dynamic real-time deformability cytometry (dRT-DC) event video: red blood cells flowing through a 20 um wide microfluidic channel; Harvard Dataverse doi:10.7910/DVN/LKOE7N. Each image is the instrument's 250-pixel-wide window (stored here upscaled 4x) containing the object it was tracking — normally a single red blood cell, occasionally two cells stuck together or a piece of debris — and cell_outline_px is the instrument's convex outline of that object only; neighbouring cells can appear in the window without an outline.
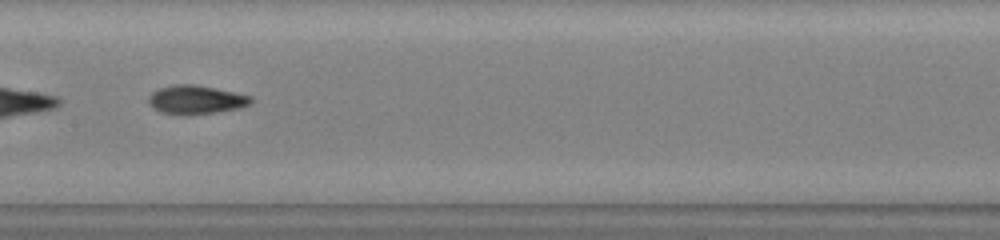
{"species": "common noctule bat (a hibernating species)", "species_latin": "Nyctalus noctula", "temperature_condition": "warm", "stored_images_in_passage": 38, "camera_frame_rate_fps": 3000, "um_per_image_px": 0.085, "animal": {"sex": "male", "body_mass_g": 19.0, "forearm_length_mm": 50.8}, "frame": {"image": 1, "passage_image": 17, "time_ms": 5.333, "image_size_px": [1000, 240], "cell_outline_px": [[252, 104], [236, 108], [212, 112], [160, 112], [152, 108], [148, 104], [148, 96], [152, 92], [160, 88], [172, 84], [196, 84], [252, 96]], "centroid_in_image_um": [16.63, 8.42], "position_along_channel_um": 190.8, "area_um2": 16.47}, "authors_computed_cell_mechanics": {"area_um2": 16.762, "velocity_mm_per_s": 4.1757, "shape_relaxation_time_tau1_ms": 6.6109, "shape_relaxation_time_tau2_ms": 1.8934, "deformation_change_tau1": 0.2317, "deformation_change_tau2": 0.0753}}